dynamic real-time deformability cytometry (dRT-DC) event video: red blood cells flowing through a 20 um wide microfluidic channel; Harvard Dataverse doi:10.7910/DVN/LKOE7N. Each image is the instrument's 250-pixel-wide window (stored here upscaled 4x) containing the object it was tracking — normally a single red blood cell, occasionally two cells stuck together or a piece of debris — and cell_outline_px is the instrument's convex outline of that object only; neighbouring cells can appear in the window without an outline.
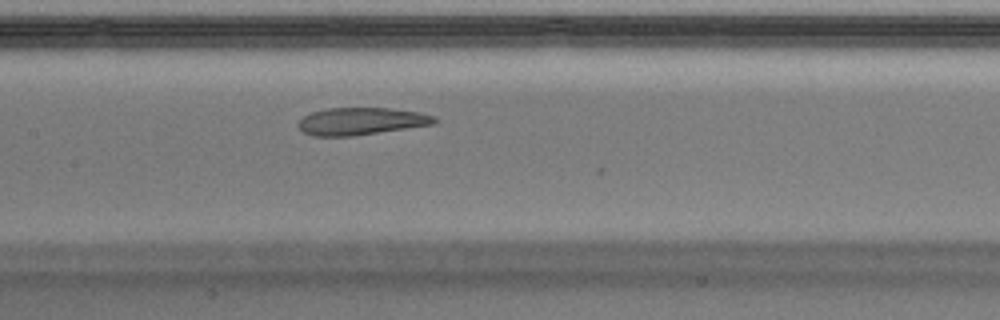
{"species": "Egyptian fruit bat (a non-hibernating species)", "species_latin": "Rousettus aegyptiacus", "temperature_condition": "warm", "stored_images_in_passage": 47, "camera_frame_rate_fps": 3000, "um_per_image_px": 0.085, "animal": {"sex": "male"}, "frame": {"image": 1, "passage_image": 21, "time_ms": 6.667, "image_size_px": [1000, 320], "cell_outline_px": [[440, 120], [436, 124], [352, 136], [312, 136], [304, 132], [296, 124], [304, 116], [312, 112], [328, 108], [388, 108], [420, 112], [436, 116]], "centroid_in_image_um": [30.75, 10.3], "position_along_channel_um": 176.7, "area_um2": 21.79}, "authors_computed_cell_mechanics": {"area_um2": 24.4494, "velocity_mm_per_s": 3.9988, "shape_relaxation_time_tau1_ms": null, "shape_relaxation_time_tau2_ms": 1.636, "deformation_change_tau1": null, "deformation_change_tau2": 0.074}}